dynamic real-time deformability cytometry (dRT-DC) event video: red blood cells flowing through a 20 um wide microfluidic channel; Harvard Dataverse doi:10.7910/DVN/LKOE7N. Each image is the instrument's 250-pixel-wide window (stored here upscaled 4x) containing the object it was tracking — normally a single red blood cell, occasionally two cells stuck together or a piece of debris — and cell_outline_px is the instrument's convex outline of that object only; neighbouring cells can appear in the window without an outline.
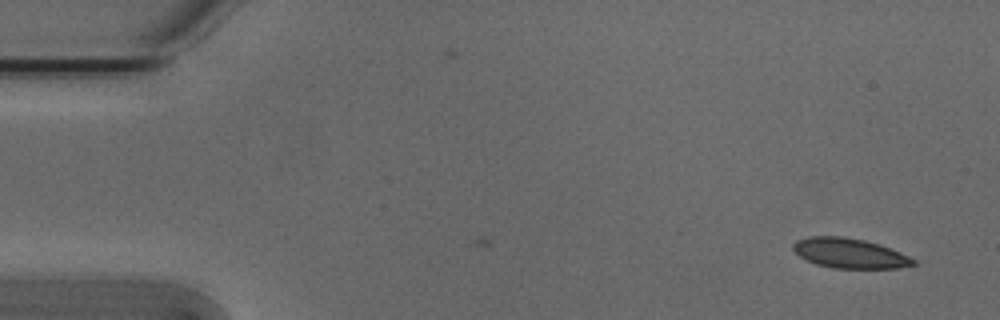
{"species": "Egyptian fruit bat (a non-hibernating species)", "species_latin": "Rousettus aegyptiacus", "temperature_condition": "cold", "stored_images_in_passage": 53, "segment_of_instrument_passage": [1, 2], "camera_frame_rate_fps": 3000, "um_per_image_px": 0.085, "animal": {"sex": "male"}, "frame": {"image": 1, "passage_image": 1, "time_ms": 0.0, "image_size_px": [1000, 320], "cell_outline_px": [[916, 264], [896, 268], [832, 268], [816, 264], [804, 260], [792, 248], [792, 244], [796, 240], [808, 236], [840, 236], [864, 240], [880, 244], [900, 252], [916, 260]], "centroid_in_image_um": [72.18, 21.52], "position_along_channel_um": 12.8, "area_um2": 20.98}}
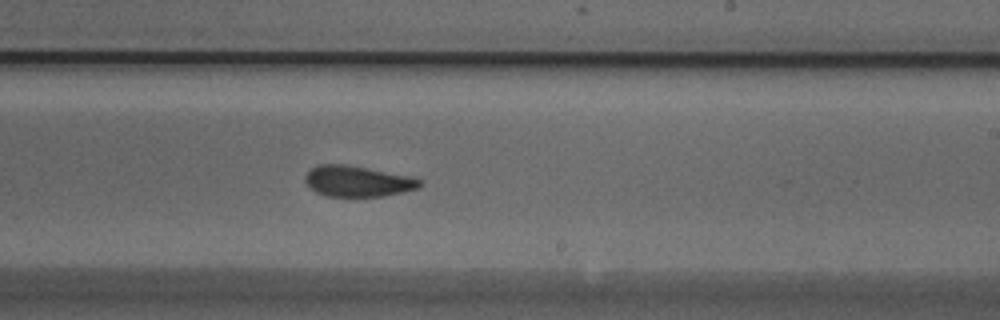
{"frame": {"image": 2, "passage_image": 30, "time_ms": 9.667, "image_size_px": [1000, 320], "cell_outline_px": [[424, 184], [420, 188], [384, 196], [328, 196], [316, 192], [304, 180], [304, 176], [312, 168], [320, 164], [340, 164], [412, 176], [424, 180]], "centroid_in_image_um": [30.46, 15.41], "position_along_channel_um": 258.5, "area_um2": 20.46}}
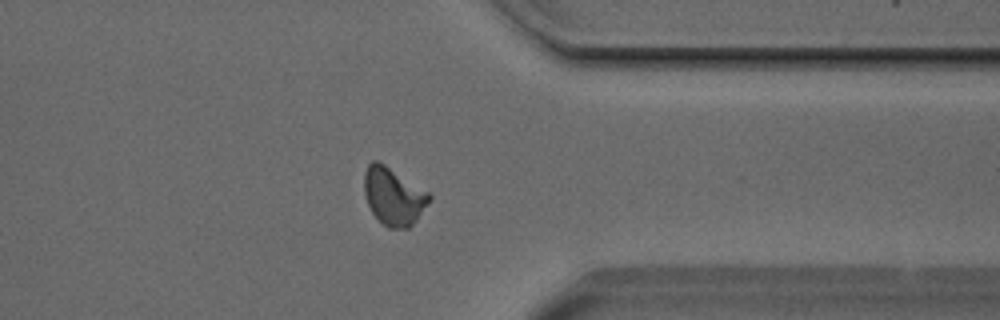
{"frame": {"image": 3, "passage_image": 40, "time_ms": 13.0, "image_size_px": [1000, 320], "cell_outline_px": [[432, 200], [416, 220], [408, 228], [388, 228], [372, 212], [368, 204], [364, 192], [364, 172], [368, 164], [372, 160], [376, 160], [384, 164], [428, 192], [432, 196]], "centroid_in_image_um": [33.45, 16.68], "position_along_channel_um": 377.9, "area_um2": 21.62}}